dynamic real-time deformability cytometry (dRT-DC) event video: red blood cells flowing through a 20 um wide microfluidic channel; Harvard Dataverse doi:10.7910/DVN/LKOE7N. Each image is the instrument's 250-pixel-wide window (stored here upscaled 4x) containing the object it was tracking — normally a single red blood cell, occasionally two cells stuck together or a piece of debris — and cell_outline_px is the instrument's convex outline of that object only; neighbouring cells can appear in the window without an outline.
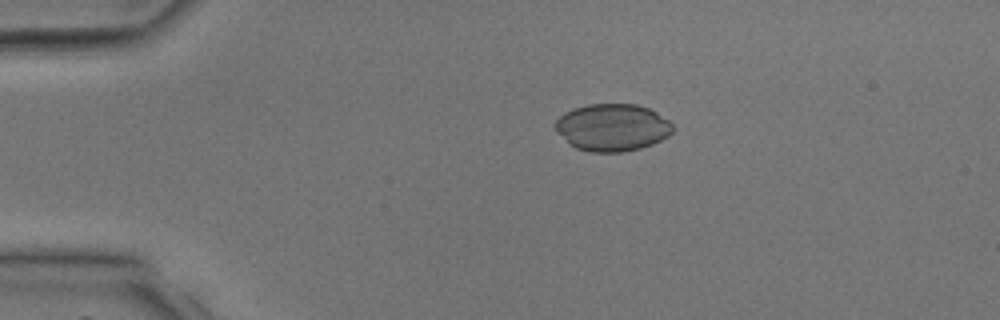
{"species": "common noctule bat (a hibernating species)", "species_latin": "Nyctalus noctula", "temperature_condition": "room temperature", "stored_images_in_passage": 40, "camera_frame_rate_fps": 3000, "um_per_image_px": 0.085, "animal": {"sex": "male", "body_mass_g": 17.9, "forearm_length_mm": 54.2}, "frame": {"image": 1, "passage_image": 9, "time_ms": 2.667, "image_size_px": [1000, 320], "cell_outline_px": [[672, 132], [668, 136], [652, 144], [640, 148], [620, 152], [588, 152], [576, 148], [568, 144], [556, 132], [552, 124], [564, 112], [572, 108], [588, 104], [636, 104], [648, 108], [656, 112], [668, 120], [672, 124]], "centroid_in_image_um": [51.99, 10.83], "position_along_channel_um": 33.0, "area_um2": 32.6}}
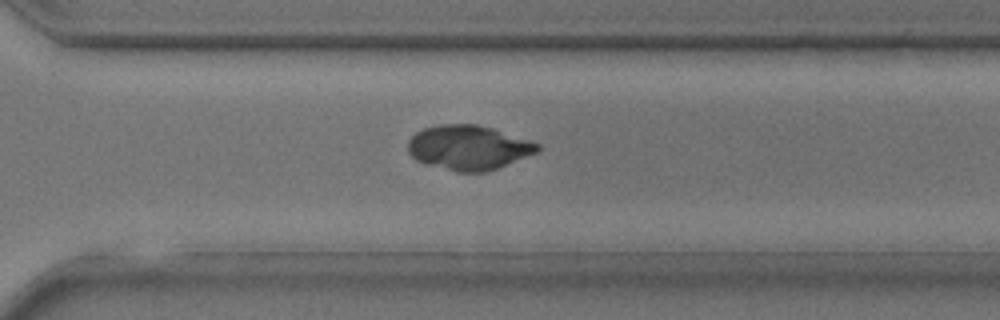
{"frame": {"image": 2, "passage_image": 29, "time_ms": 9.333, "image_size_px": [1000, 320], "cell_outline_px": [[540, 148], [536, 152], [496, 168], [484, 172], [456, 172], [424, 164], [416, 160], [408, 152], [408, 140], [416, 132], [424, 128], [440, 124], [476, 124], [492, 128], [540, 144]], "centroid_in_image_um": [39.76, 12.54], "position_along_channel_um": 330.8, "area_um2": 33.41}}
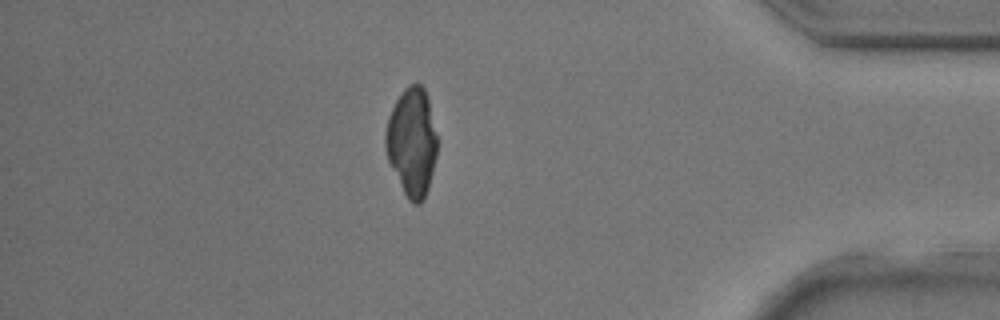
{"frame": {"image": 3, "passage_image": 35, "time_ms": 11.333, "image_size_px": [1000, 320], "cell_outline_px": [[436, 156], [428, 188], [424, 200], [420, 204], [412, 204], [408, 200], [388, 160], [384, 144], [384, 132], [388, 116], [396, 100], [404, 88], [412, 84], [420, 84], [424, 88], [428, 96], [436, 136]], "centroid_in_image_um": [34.99, 12.07], "position_along_channel_um": 400.2, "area_um2": 32.48}}